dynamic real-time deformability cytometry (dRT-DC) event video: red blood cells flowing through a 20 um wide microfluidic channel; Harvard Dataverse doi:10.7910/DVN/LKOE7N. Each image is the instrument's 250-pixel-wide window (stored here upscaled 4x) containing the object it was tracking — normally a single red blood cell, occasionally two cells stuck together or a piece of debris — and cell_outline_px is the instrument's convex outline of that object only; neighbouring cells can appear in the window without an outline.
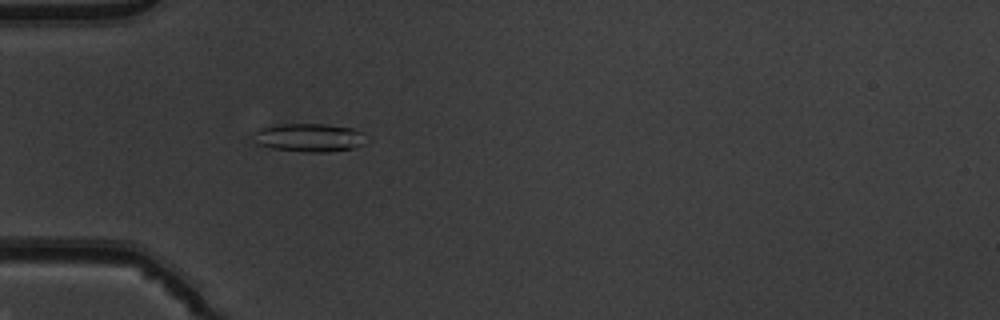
{"species": "common noctule bat (a hibernating species)", "species_latin": "Nyctalus noctula", "temperature_condition": "warm", "stored_images_in_passage": 48, "camera_frame_rate_fps": 3000, "um_per_image_px": 0.085, "animal": {"sex": "male", "body_mass_g": 19.5, "forearm_length_mm": 54.6}, "frame": {"image": 1, "passage_image": 13, "time_ms": 4.0, "image_size_px": [1000, 320], "cell_outline_px": [[372, 140], [364, 144], [352, 148], [328, 152], [308, 152], [272, 148], [256, 144], [252, 140], [256, 132], [264, 128], [280, 124], [324, 124], [352, 128], [364, 132]], "centroid_in_image_um": [26.38, 11.7], "position_along_channel_um": 58.6, "area_um2": 18.79}}
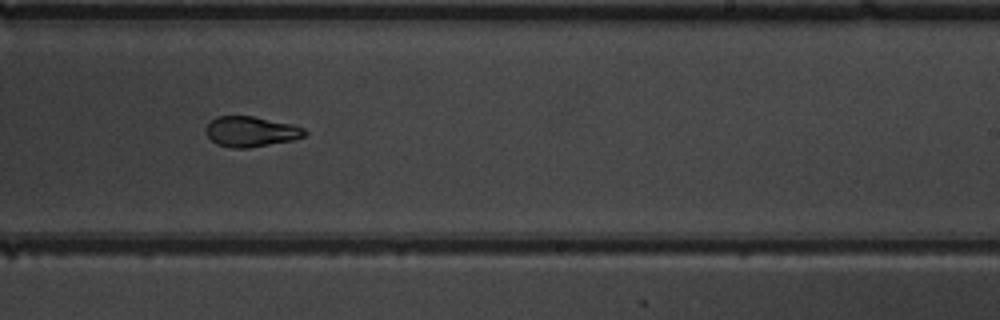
{"frame": {"image": 2, "passage_image": 29, "time_ms": 9.333, "image_size_px": [1000, 320], "cell_outline_px": [[308, 132], [304, 136], [292, 140], [248, 148], [232, 148], [216, 144], [208, 136], [208, 124], [216, 116], [252, 116], [292, 124], [304, 128]], "centroid_in_image_um": [21.36, 11.18], "position_along_channel_um": 267.6, "area_um2": 17.22}}
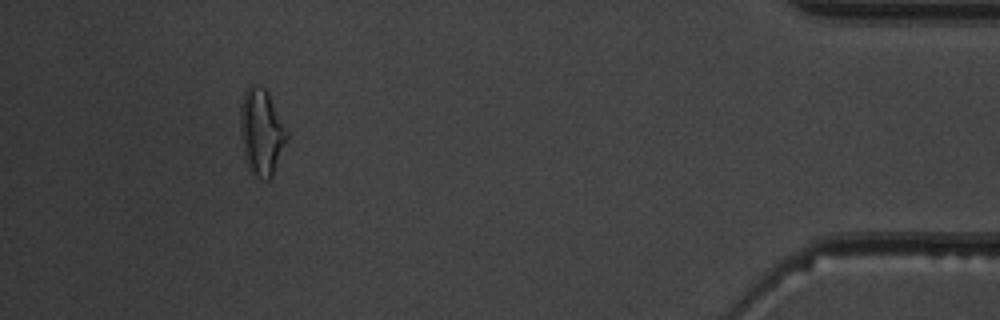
{"frame": {"image": 3, "passage_image": 44, "time_ms": 14.333, "image_size_px": [1000, 320], "cell_outline_px": [[288, 140], [272, 176], [268, 180], [264, 180], [256, 176], [248, 168], [244, 156], [240, 132], [240, 104], [244, 92], [248, 84], [256, 84], [264, 88], [268, 92], [288, 132]], "centroid_in_image_um": [22.21, 11.21], "position_along_channel_um": 413.0, "area_um2": 23.7}, "authors_computed_cell_mechanics": {"area_um2": 18.7272, "velocity_mm_per_s": 4.0244, "shape_relaxation_time_tau1_ms": 4.193, "shape_relaxation_time_tau2_ms": 1.8511, "deformation_change_tau1": 0.177, "deformation_change_tau2": 0.0794}}